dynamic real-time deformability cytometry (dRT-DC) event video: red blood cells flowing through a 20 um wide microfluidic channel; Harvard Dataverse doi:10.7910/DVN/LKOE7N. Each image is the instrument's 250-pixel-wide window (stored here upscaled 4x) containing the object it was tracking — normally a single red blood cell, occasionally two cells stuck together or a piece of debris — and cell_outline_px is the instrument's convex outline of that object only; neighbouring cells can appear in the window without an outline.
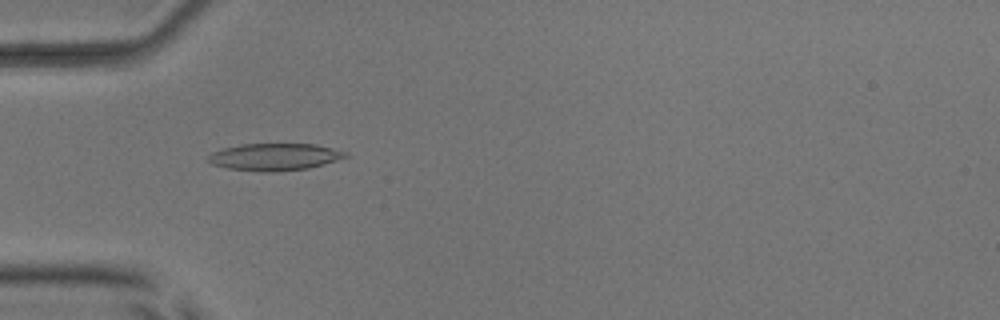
{"species": "common noctule bat (a hibernating species)", "species_latin": "Nyctalus noctula", "temperature_condition": "room temperature", "stored_images_in_passage": 53, "camera_frame_rate_fps": 3000, "um_per_image_px": 0.085, "animal": {"sex": "male", "body_mass_g": 17.9, "forearm_length_mm": 54.2}, "frame": {"image": 1, "passage_image": 17, "time_ms": 5.333, "image_size_px": [1000, 320], "cell_outline_px": [[348, 156], [324, 164], [308, 168], [268, 172], [260, 172], [228, 168], [212, 164], [208, 160], [208, 156], [212, 152], [220, 148], [240, 144], [316, 144], [348, 152]], "centroid_in_image_um": [23.32, 13.33], "position_along_channel_um": 61.7, "area_um2": 21.68}}
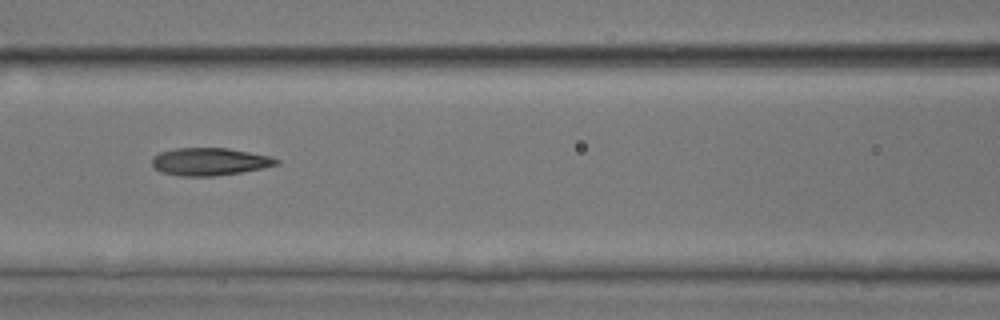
{"frame": {"image": 2, "passage_image": 24, "time_ms": 7.667, "image_size_px": [1000, 320], "cell_outline_px": [[280, 164], [264, 168], [240, 172], [212, 176], [180, 176], [160, 172], [152, 164], [152, 156], [160, 152], [176, 148], [228, 148], [268, 156], [280, 160]], "centroid_in_image_um": [17.8, 13.74], "position_along_channel_um": 148.8, "area_um2": 19.94}}
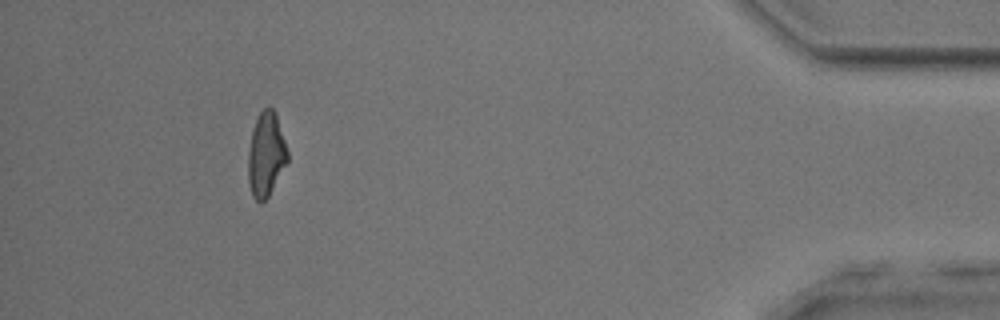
{"frame": {"image": 3, "passage_image": 49, "time_ms": 16.0, "image_size_px": [1000, 320], "cell_outline_px": [[288, 160], [268, 196], [260, 204], [252, 196], [248, 180], [248, 152], [252, 128], [260, 112], [268, 104], [276, 112], [288, 152]], "centroid_in_image_um": [22.6, 13.1], "position_along_channel_um": 412.6, "area_um2": 19.36}, "authors_computed_cell_mechanics": {"area_um2": 19.941, "velocity_mm_per_s": 3.8783, "shape_relaxation_time_tau1_ms": null, "shape_relaxation_time_tau2_ms": 2.3801, "deformation_change_tau1": null, "deformation_change_tau2": 0.1047}}